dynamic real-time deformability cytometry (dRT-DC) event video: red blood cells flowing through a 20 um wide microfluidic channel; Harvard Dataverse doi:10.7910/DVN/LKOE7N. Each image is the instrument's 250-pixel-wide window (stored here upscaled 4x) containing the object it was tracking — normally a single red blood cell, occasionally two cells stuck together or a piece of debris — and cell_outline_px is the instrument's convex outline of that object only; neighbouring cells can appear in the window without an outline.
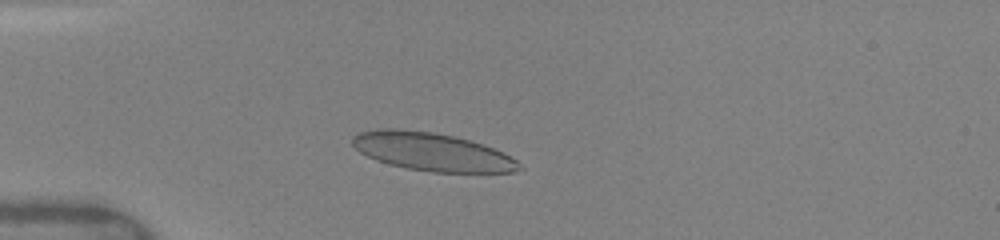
{"species": "human", "species_latin": "Homo sapiens", "temperature_condition": "warm", "stored_images_in_passage": 22, "camera_frame_rate_fps": 3000, "um_per_image_px": 0.085, "donor": {"sex": "female"}, "frame": {"image": 1, "passage_image": 1, "time_ms": 0.0, "image_size_px": [1000, 240], "cell_outline_px": [[524, 168], [516, 172], [432, 172], [408, 168], [388, 164], [376, 160], [360, 152], [352, 144], [352, 136], [356, 132], [380, 128], [392, 128], [432, 132], [452, 136], [468, 140], [504, 152], [516, 160]], "centroid_in_image_um": [36.7, 12.9], "position_along_channel_um": 48.3, "area_um2": 36.93}}
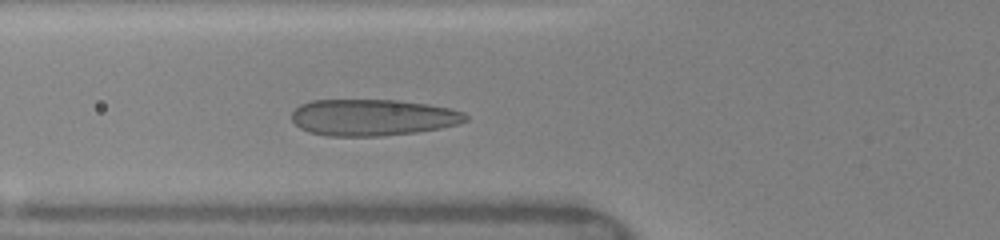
{"frame": {"image": 2, "passage_image": 9, "time_ms": 1.667, "image_size_px": [1000, 240], "cell_outline_px": [[468, 120], [456, 124], [440, 128], [416, 132], [380, 136], [328, 136], [308, 132], [300, 128], [292, 120], [292, 112], [300, 104], [312, 100], [400, 100], [428, 104], [452, 108], [464, 112], [468, 116]], "centroid_in_image_um": [31.69, 9.98], "position_along_channel_um": 94.1, "area_um2": 37.17}}
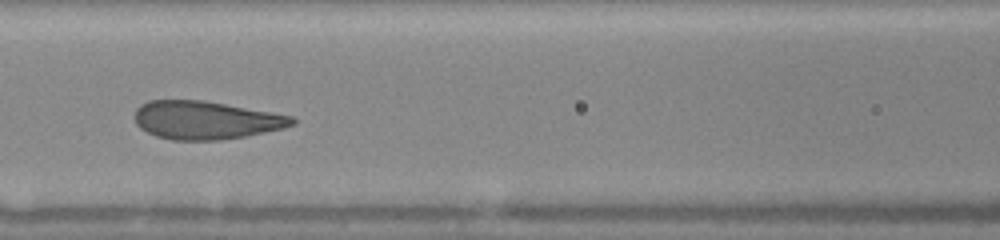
{"frame": {"image": 3, "passage_image": 16, "time_ms": 3.0, "image_size_px": [1000, 240], "cell_outline_px": [[296, 124], [284, 128], [244, 136], [220, 140], [172, 140], [156, 136], [140, 128], [136, 124], [136, 108], [140, 104], [148, 100], [200, 100], [224, 104], [292, 116], [296, 120]], "centroid_in_image_um": [17.47, 10.21], "position_along_channel_um": 149.1, "area_um2": 34.74}}